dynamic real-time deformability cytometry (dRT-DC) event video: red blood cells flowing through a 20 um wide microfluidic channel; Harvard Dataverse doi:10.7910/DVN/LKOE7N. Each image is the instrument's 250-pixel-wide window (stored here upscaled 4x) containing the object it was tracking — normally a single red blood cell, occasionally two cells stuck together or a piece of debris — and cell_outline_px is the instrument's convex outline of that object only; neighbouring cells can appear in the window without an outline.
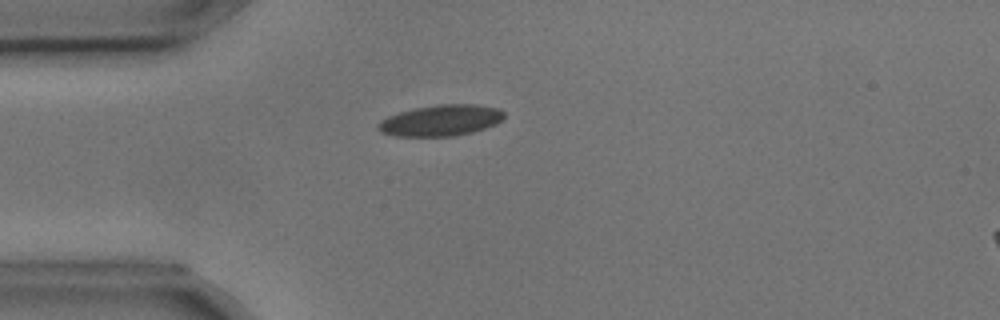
{"species": "common noctule bat (a hibernating species)", "species_latin": "Nyctalus noctula", "temperature_condition": "cold", "stored_images_in_passage": 3, "camera_frame_rate_fps": 3000, "um_per_image_px": 0.085, "animal": {"sex": "male", "body_mass_g": 17.9, "forearm_length_mm": 54.2}, "frame": {"image": 1, "passage_image": 3, "time_ms": 0.667, "image_size_px": [1000, 320], "cell_outline_px": [[504, 116], [496, 124], [472, 132], [452, 136], [396, 136], [380, 132], [376, 128], [376, 124], [380, 120], [388, 116], [412, 108], [440, 104], [472, 104], [500, 108], [504, 112]], "centroid_in_image_um": [37.43, 10.23], "position_along_channel_um": 47.6, "area_um2": 22.89}}